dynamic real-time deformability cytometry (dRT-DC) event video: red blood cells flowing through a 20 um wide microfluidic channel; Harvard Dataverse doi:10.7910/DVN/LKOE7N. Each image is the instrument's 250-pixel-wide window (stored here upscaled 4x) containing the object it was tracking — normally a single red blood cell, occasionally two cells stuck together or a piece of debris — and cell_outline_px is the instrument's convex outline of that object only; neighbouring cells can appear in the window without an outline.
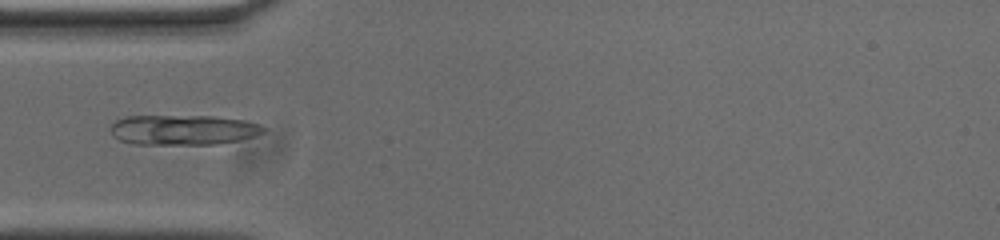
{"species": "common noctule bat (a hibernating species)", "species_latin": "Nyctalus noctula", "temperature_condition": "cold", "stored_images_in_passage": 39, "camera_frame_rate_fps": 3000, "um_per_image_px": 0.085, "animal": {"sex": "male", "body_mass_g": 20.0, "forearm_length_mm": 53.3}, "frame": {"image": 1, "passage_image": 1, "time_ms": 0.0, "image_size_px": [1000, 240], "cell_outline_px": [[264, 132], [256, 136], [216, 144], [132, 144], [120, 140], [112, 136], [108, 128], [116, 120], [124, 116], [212, 116], [244, 120], [260, 124], [264, 128]], "centroid_in_image_um": [15.51, 11.03], "position_along_channel_um": 69.5, "area_um2": 26.93}}
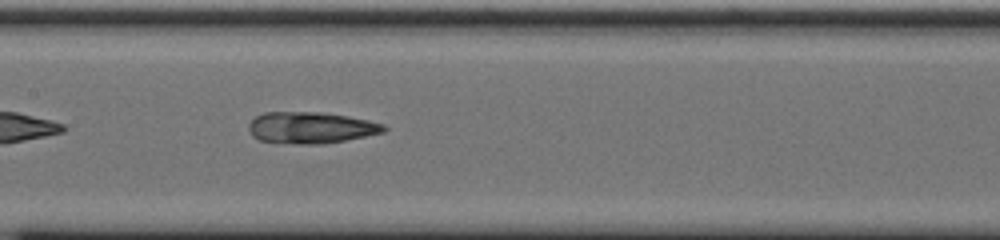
{"frame": {"image": 2, "passage_image": 10, "time_ms": 3.0, "image_size_px": [1000, 240], "cell_outline_px": [[388, 128], [384, 132], [324, 144], [300, 144], [260, 140], [252, 136], [248, 128], [248, 124], [256, 116], [264, 112], [324, 112], [348, 116], [368, 120], [384, 124]], "centroid_in_image_um": [26.42, 10.84], "position_along_channel_um": 181.0, "area_um2": 24.74}}
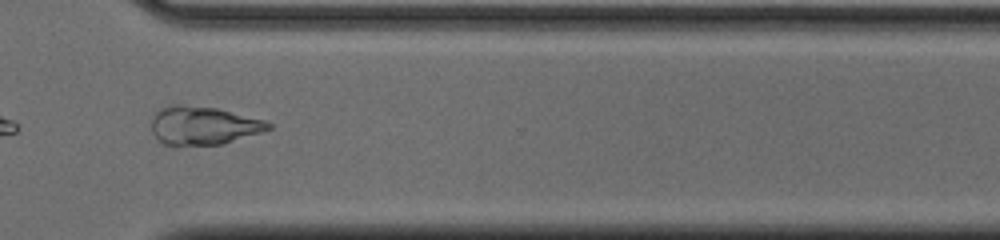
{"frame": {"image": 3, "passage_image": 24, "time_ms": 7.667, "image_size_px": [1000, 240], "cell_outline_px": [[272, 128], [224, 144], [176, 148], [160, 144], [152, 132], [152, 116], [160, 108], [168, 104], [184, 104], [216, 108], [264, 120], [272, 124]], "centroid_in_image_um": [17.19, 10.71], "position_along_channel_um": 353.4, "area_um2": 26.93}}